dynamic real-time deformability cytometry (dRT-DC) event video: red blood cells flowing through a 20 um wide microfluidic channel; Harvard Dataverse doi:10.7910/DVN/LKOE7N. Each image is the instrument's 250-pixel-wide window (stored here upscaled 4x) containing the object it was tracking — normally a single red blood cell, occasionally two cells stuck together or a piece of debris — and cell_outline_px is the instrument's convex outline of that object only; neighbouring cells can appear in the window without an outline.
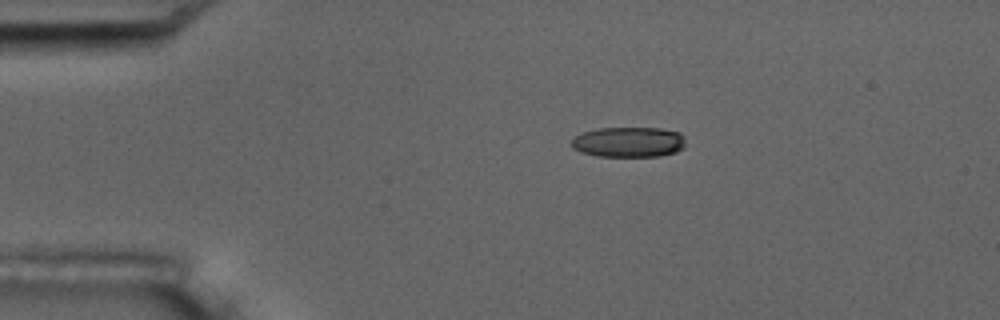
{"species": "common noctule bat (a hibernating species)", "species_latin": "Nyctalus noctula", "temperature_condition": "room temperature", "stored_images_in_passage": 3, "camera_frame_rate_fps": 3000, "um_per_image_px": 0.085, "animal": {"sex": "male", "body_mass_g": 17.5, "forearm_length_mm": 52.3}, "frame": {"image": 1, "passage_image": 1, "time_ms": 0.0, "image_size_px": [1000, 320], "cell_outline_px": [[684, 148], [676, 152], [660, 156], [596, 156], [580, 152], [572, 148], [572, 140], [576, 136], [584, 132], [596, 128], [660, 128], [680, 132], [684, 136]], "centroid_in_image_um": [53.45, 12.07], "position_along_channel_um": 31.5, "area_um2": 20.23}}